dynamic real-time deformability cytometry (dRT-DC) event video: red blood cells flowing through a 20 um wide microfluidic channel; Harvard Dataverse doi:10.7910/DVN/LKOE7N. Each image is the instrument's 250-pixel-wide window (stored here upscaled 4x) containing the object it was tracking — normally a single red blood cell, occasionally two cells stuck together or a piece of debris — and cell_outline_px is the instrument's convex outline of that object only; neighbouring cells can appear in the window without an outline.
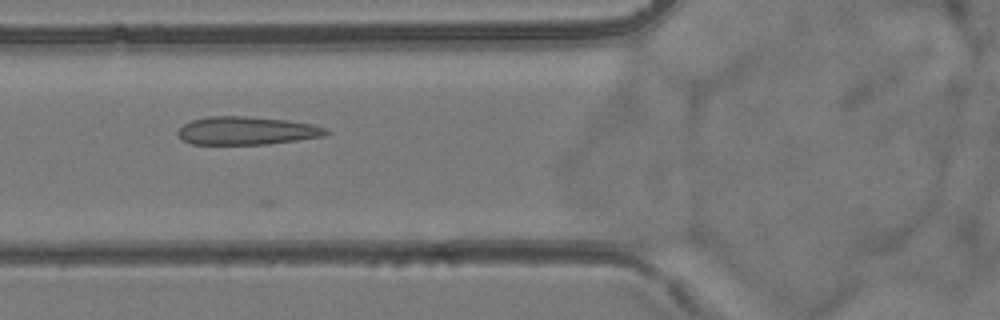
{"species": "common noctule bat (a hibernating species)", "species_latin": "Nyctalus noctula", "temperature_condition": "room temperature", "stored_images_in_passage": 45, "camera_frame_rate_fps": 3000, "um_per_image_px": 0.085, "animal": {"sex": "female", "body_mass_g": 24.6, "forearm_length_mm": 56.2}, "frame": {"image": 1, "passage_image": 21, "time_ms": 6.667, "image_size_px": [1000, 320], "cell_outline_px": [[332, 132], [324, 136], [268, 144], [192, 144], [184, 140], [176, 132], [184, 124], [192, 120], [208, 116], [248, 116], [288, 120], [312, 124], [328, 128]], "centroid_in_image_um": [21.01, 11.1], "position_along_channel_um": 104.8, "area_um2": 24.33}}
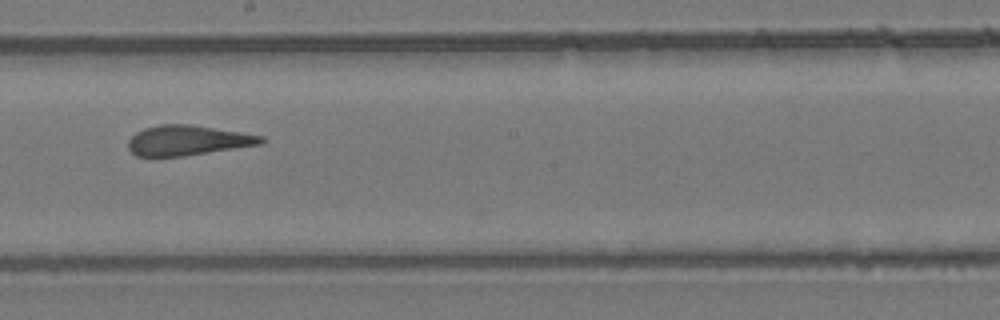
{"frame": {"image": 2, "passage_image": 31, "time_ms": 10.0, "image_size_px": [1000, 320], "cell_outline_px": [[268, 140], [264, 144], [184, 156], [136, 156], [128, 148], [128, 140], [136, 132], [144, 128], [160, 124], [188, 124], [240, 132], [264, 136]], "centroid_in_image_um": [15.99, 11.93], "position_along_channel_um": 232.2, "area_um2": 23.35}}
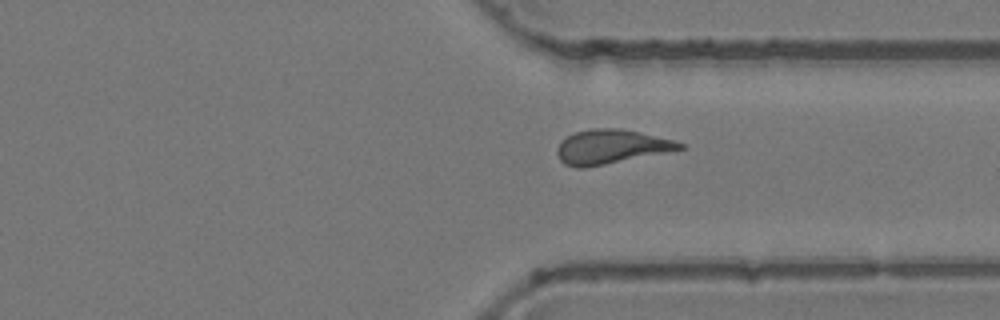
{"frame": {"image": 3, "passage_image": 41, "time_ms": 13.333, "image_size_px": [1000, 320], "cell_outline_px": [[684, 148], [668, 152], [584, 168], [576, 168], [564, 164], [560, 160], [556, 152], [556, 148], [560, 140], [576, 132], [592, 128], [620, 128], [640, 132], [672, 140], [684, 144]], "centroid_in_image_um": [51.89, 12.47], "position_along_channel_um": 359.5, "area_um2": 24.39}}